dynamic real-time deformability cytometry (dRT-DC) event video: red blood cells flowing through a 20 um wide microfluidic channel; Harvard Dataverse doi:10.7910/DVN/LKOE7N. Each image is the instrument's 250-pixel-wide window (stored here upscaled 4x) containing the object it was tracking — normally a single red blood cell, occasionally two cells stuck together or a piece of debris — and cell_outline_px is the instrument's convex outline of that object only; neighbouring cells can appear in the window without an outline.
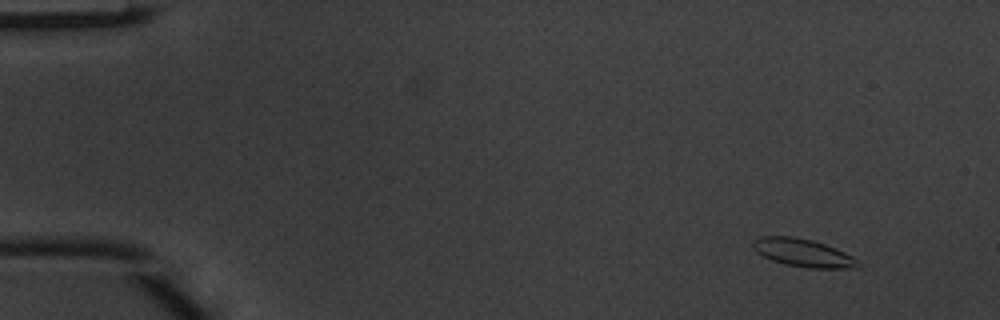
{"species": "common noctule bat (a hibernating species)", "species_latin": "Nyctalus noctula", "temperature_condition": "warm", "stored_images_in_passage": 5, "camera_frame_rate_fps": 3000, "um_per_image_px": 0.085, "animal": {"sex": "male", "body_mass_g": 20.1, "forearm_length_mm": 53.5}, "frame": {"image": 1, "passage_image": 2, "time_ms": 0.333, "image_size_px": [1000, 320], "cell_outline_px": [[864, 264], [860, 268], [808, 268], [784, 264], [772, 260], [756, 252], [752, 248], [752, 240], [760, 236], [796, 236], [812, 240], [824, 244], [844, 252], [852, 256]], "centroid_in_image_um": [68.27, 21.49], "position_along_channel_um": 16.7, "area_um2": 17.34}}
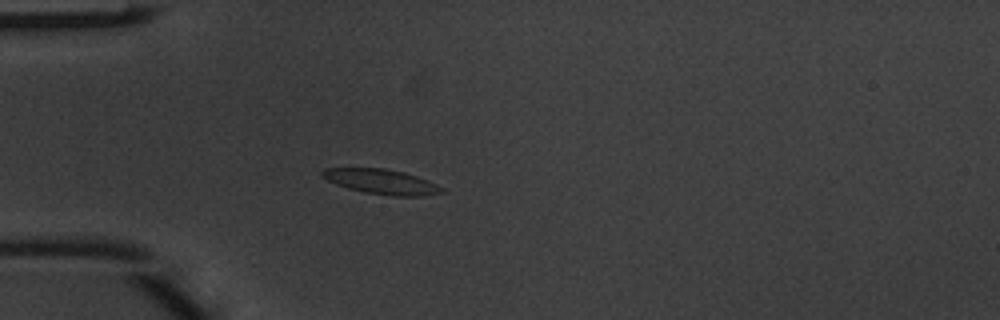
{"frame": {"image": 2, "passage_image": 5, "time_ms": 1.333, "image_size_px": [1000, 320], "cell_outline_px": [[444, 192], [424, 196], [392, 196], [364, 192], [348, 188], [336, 184], [320, 176], [320, 172], [324, 168], [384, 168], [404, 172], [416, 176], [436, 184], [444, 188]], "centroid_in_image_um": [32.41, 15.44], "position_along_channel_um": 52.6, "area_um2": 17.34}}